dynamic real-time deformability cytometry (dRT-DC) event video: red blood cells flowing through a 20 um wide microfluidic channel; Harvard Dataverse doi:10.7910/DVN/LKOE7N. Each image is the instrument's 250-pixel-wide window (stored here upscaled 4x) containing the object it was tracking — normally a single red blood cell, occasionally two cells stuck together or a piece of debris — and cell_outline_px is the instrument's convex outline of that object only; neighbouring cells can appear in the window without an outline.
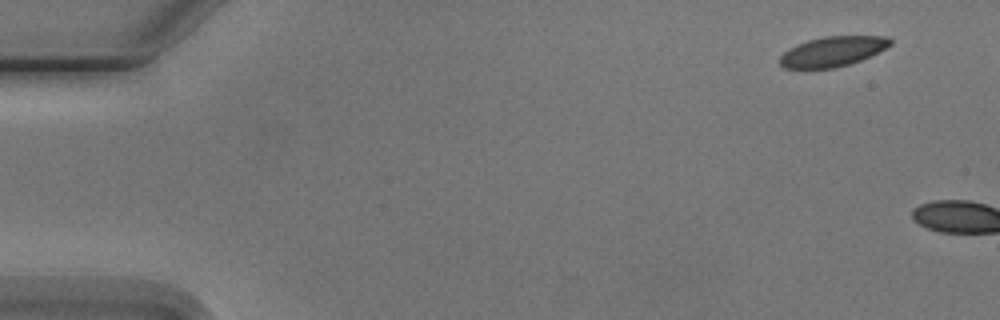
{"species": "Egyptian fruit bat (a non-hibernating species)", "species_latin": "Rousettus aegyptiacus", "temperature_condition": "cold", "stored_images_in_passage": 2, "camera_frame_rate_fps": 3000, "um_per_image_px": 0.085, "animal": {"sex": "male"}, "frame": {"image": 1, "passage_image": 1, "time_ms": 0.0, "image_size_px": [1000, 320], "cell_outline_px": [[892, 44], [860, 60], [836, 68], [804, 72], [784, 68], [780, 64], [780, 56], [784, 52], [808, 40], [824, 36], [884, 36], [892, 40]], "centroid_in_image_um": [70.69, 4.43], "position_along_channel_um": 14.3, "area_um2": 19.59}}